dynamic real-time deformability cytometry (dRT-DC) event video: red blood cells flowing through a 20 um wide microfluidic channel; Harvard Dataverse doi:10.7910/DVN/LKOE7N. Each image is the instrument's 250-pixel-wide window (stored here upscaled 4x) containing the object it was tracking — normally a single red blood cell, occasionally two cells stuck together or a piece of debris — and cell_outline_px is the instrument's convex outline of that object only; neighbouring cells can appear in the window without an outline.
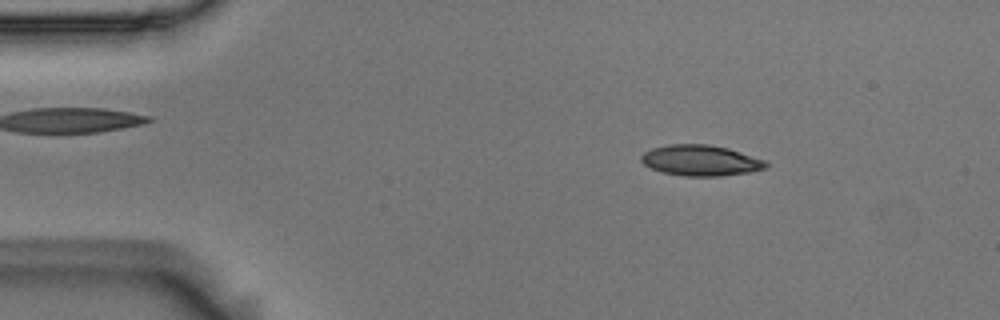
{"species": "Egyptian fruit bat (a non-hibernating species)", "species_latin": "Rousettus aegyptiacus", "temperature_condition": "room temperature", "stored_images_in_passage": 3, "segment_of_instrument_passage": [1, 2], "camera_frame_rate_fps": 3000, "um_per_image_px": 0.085, "animal": {"sex": "male"}, "frame": {"image": 1, "passage_image": 1, "time_ms": 0.0, "image_size_px": [1000, 320], "cell_outline_px": [[768, 168], [752, 172], [720, 176], [684, 176], [660, 172], [644, 164], [640, 160], [640, 156], [644, 152], [652, 148], [668, 144], [708, 144], [728, 148], [768, 160]], "centroid_in_image_um": [59.6, 13.64], "position_along_channel_um": 25.4, "area_um2": 22.72}}